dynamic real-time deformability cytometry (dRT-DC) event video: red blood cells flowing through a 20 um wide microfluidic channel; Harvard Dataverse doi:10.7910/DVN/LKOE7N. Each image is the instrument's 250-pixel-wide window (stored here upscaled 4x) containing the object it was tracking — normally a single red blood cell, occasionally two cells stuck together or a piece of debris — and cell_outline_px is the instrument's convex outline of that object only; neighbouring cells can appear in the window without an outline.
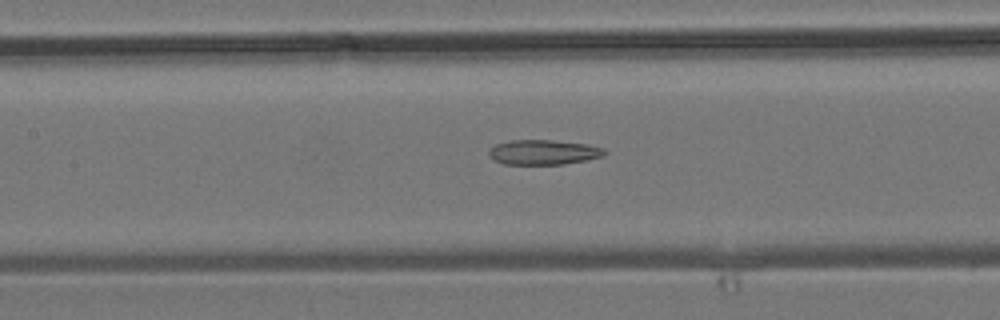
{"species": "common noctule bat (a hibernating species)", "species_latin": "Nyctalus noctula", "temperature_condition": "room temperature", "stored_images_in_passage": 7, "camera_frame_rate_fps": 3000, "um_per_image_px": 0.085, "animal": {"sex": "male", "body_mass_g": 19.2, "forearm_length_mm": 51.8}, "frame": {"image": 1, "passage_image": 7, "time_ms": 8.0, "image_size_px": [1000, 320], "cell_outline_px": [[608, 152], [604, 156], [588, 160], [564, 164], [504, 164], [496, 160], [488, 152], [496, 144], [508, 140], [552, 140], [588, 144], [604, 148]], "centroid_in_image_um": [46.27, 12.93], "position_along_channel_um": 161.1, "area_um2": 16.76}}